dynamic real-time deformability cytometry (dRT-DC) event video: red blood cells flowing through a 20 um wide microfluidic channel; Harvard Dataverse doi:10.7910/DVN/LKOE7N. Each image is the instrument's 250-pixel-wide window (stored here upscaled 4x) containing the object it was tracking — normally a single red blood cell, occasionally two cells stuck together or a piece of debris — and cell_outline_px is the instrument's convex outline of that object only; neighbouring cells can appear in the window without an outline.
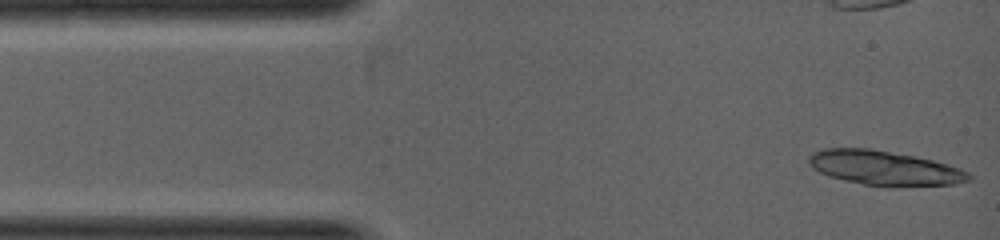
{"species": "common noctule bat (a hibernating species)", "species_latin": "Nyctalus noctula", "temperature_condition": "warm", "stored_images_in_passage": 2, "camera_frame_rate_fps": 5000, "um_per_image_px": 0.085, "animal": {"sex": "female", "body_mass_g": 19.0, "forearm_length_mm": 53.3}, "frame": {"image": 1, "passage_image": 1, "time_ms": 0.0, "image_size_px": [1000, 240], "cell_outline_px": [[972, 176], [968, 180], [956, 184], [864, 184], [844, 180], [828, 176], [812, 168], [808, 164], [808, 156], [812, 152], [824, 148], [868, 148], [916, 156], [948, 164], [960, 168], [968, 172]], "centroid_in_image_um": [75.11, 14.23], "position_along_channel_um": 9.9, "area_um2": 31.33}}